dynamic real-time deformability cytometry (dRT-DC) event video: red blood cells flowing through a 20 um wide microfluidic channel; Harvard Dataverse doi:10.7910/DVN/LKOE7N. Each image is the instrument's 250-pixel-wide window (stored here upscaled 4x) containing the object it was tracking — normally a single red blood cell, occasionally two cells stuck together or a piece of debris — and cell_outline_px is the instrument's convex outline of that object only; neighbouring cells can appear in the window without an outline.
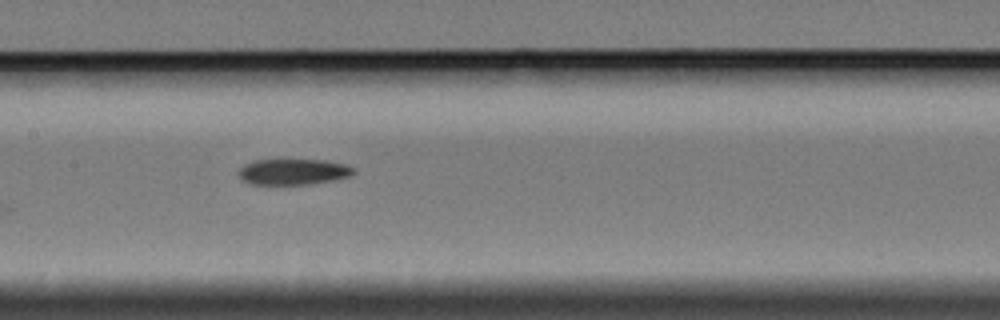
{"species": "Egyptian fruit bat (a non-hibernating species)", "species_latin": "Rousettus aegyptiacus", "temperature_condition": "cold", "stored_images_in_passage": 9, "segment_of_instrument_passage": [2, 2], "camera_frame_rate_fps": 3000, "um_per_image_px": 0.085, "animal": {"sex": "female"}, "frame": {"image": 1, "passage_image": 9, "time_ms": 9.333, "image_size_px": [1000, 320], "cell_outline_px": [[356, 172], [352, 176], [332, 180], [308, 184], [252, 184], [240, 180], [240, 168], [244, 164], [256, 160], [328, 160], [348, 164], [356, 168]], "centroid_in_image_um": [25.0, 14.59], "position_along_channel_um": 182.4, "area_um2": 17.46}}